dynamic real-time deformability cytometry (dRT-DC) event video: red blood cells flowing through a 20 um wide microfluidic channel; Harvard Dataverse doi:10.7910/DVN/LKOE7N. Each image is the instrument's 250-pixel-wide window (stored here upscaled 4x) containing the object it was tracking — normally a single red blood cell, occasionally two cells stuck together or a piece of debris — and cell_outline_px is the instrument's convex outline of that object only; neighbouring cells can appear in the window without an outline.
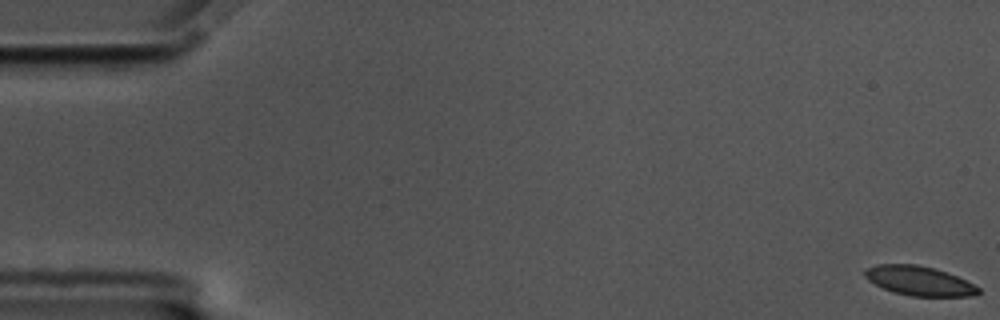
{"species": "common noctule bat (a hibernating species)", "species_latin": "Nyctalus noctula", "temperature_condition": "cold", "stored_images_in_passage": 59, "camera_frame_rate_fps": 3000, "um_per_image_px": 0.085, "animal": {"sex": "male", "body_mass_g": 17.5, "forearm_length_mm": 52.3}, "frame": {"image": 1, "passage_image": 1, "time_ms": 0.0, "image_size_px": [1000, 320], "cell_outline_px": [[980, 292], [976, 296], [912, 296], [892, 292], [868, 280], [864, 276], [864, 268], [876, 264], [916, 264], [932, 268], [956, 276], [980, 288]], "centroid_in_image_um": [78.09, 23.87], "position_along_channel_um": 6.9, "area_um2": 19.31}}
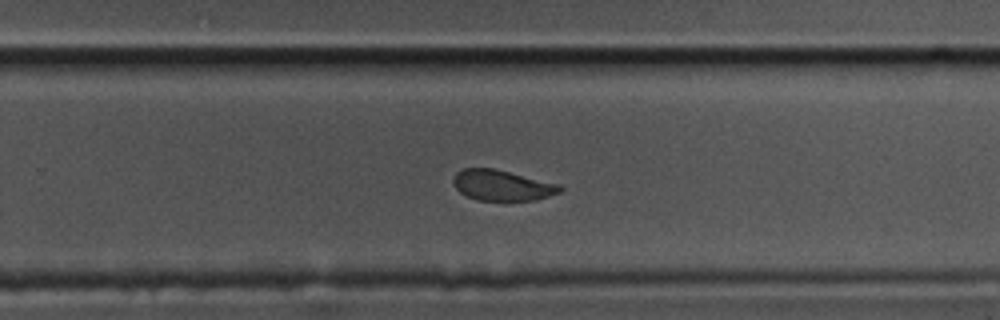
{"frame": {"image": 2, "passage_image": 38, "time_ms": 12.333, "image_size_px": [1000, 320], "cell_outline_px": [[564, 188], [560, 192], [536, 200], [476, 200], [460, 192], [452, 184], [452, 176], [456, 172], [464, 168], [492, 168], [560, 184]], "centroid_in_image_um": [42.65, 15.75], "position_along_channel_um": 287.1, "area_um2": 19.02}}
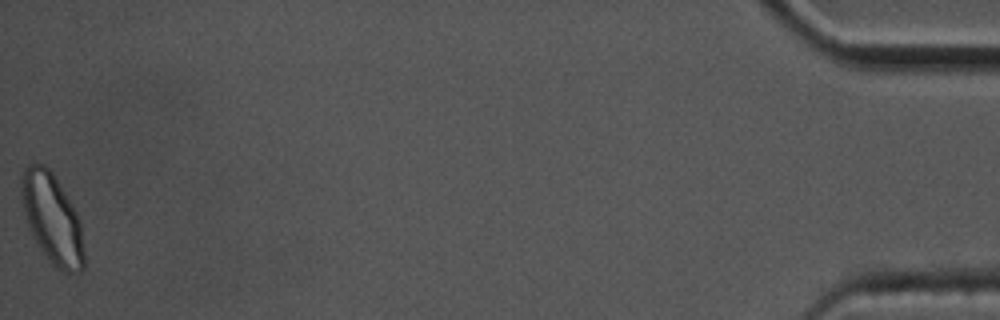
{"frame": {"image": 3, "passage_image": 59, "time_ms": 19.333, "image_size_px": [1000, 320], "cell_outline_px": [[84, 268], [80, 272], [64, 272], [56, 268], [48, 260], [32, 236], [28, 228], [20, 200], [20, 180], [24, 168], [28, 164], [44, 164], [52, 172], [72, 204], [80, 220], [84, 248]], "centroid_in_image_um": [4.41, 18.59], "position_along_channel_um": 430.8, "area_um2": 33.18}, "authors_computed_cell_mechanics": {"area_um2": 20.5768, "velocity_mm_per_s": 3.4552, "shape_relaxation_time_tau1_ms": 5.6644, "shape_relaxation_time_tau2_ms": 2.232, "deformation_change_tau1": 0.105, "deformation_change_tau2": 0.036}}